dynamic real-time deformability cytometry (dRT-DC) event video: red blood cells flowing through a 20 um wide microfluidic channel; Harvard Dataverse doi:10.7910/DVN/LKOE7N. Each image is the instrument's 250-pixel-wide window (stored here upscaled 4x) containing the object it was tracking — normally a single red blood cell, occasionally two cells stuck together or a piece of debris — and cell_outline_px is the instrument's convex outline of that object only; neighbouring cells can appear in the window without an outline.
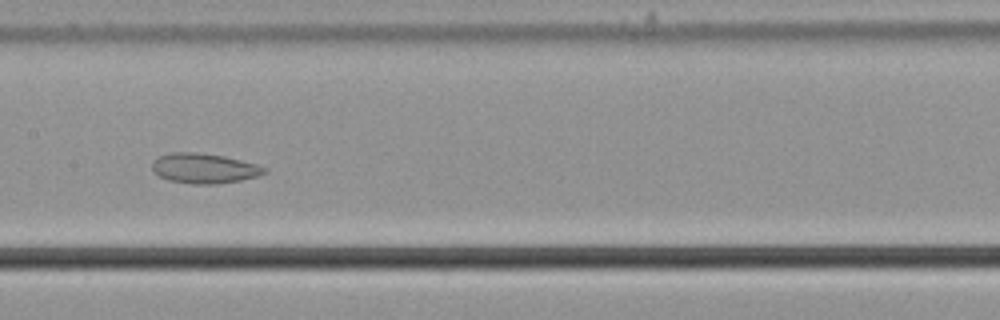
{"species": "common noctule bat (a hibernating species)", "species_latin": "Nyctalus noctula", "temperature_condition": "cold", "stored_images_in_passage": 57, "camera_frame_rate_fps": 3000, "um_per_image_px": 0.085, "animal": {"sex": "male", "body_mass_g": 21.5, "forearm_length_mm": 52.0}, "frame": {"image": 1, "passage_image": 29, "time_ms": 9.333, "image_size_px": [1000, 320], "cell_outline_px": [[268, 172], [256, 176], [240, 180], [220, 184], [192, 184], [168, 180], [160, 176], [152, 168], [152, 160], [160, 156], [172, 152], [196, 152], [224, 156], [256, 164], [268, 168]], "centroid_in_image_um": [17.36, 14.31], "position_along_channel_um": 190.0, "area_um2": 19.59}}
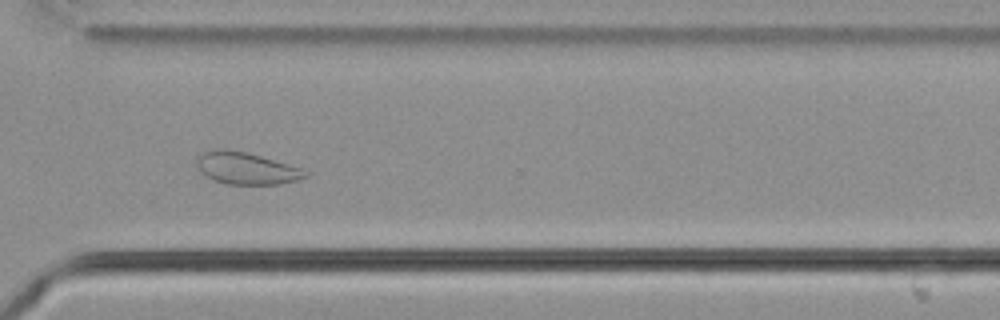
{"frame": {"image": 2, "passage_image": 42, "time_ms": 13.667, "image_size_px": [1000, 320], "cell_outline_px": [[312, 172], [308, 176], [296, 180], [280, 184], [224, 184], [212, 180], [196, 164], [196, 156], [200, 152], [220, 148], [224, 148], [248, 152], [288, 164]], "centroid_in_image_um": [20.93, 14.29], "position_along_channel_um": 349.7, "area_um2": 20.4}}
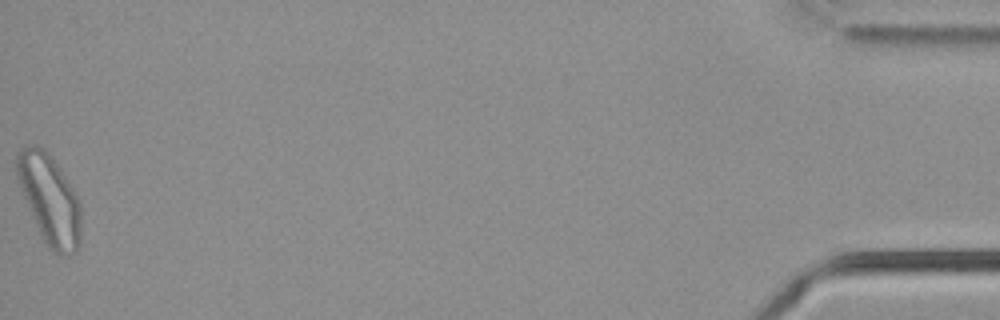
{"frame": {"image": 3, "passage_image": 57, "time_ms": 18.667, "image_size_px": [1000, 320], "cell_outline_px": [[80, 240], [76, 252], [68, 256], [60, 256], [48, 248], [40, 232], [24, 196], [16, 176], [16, 152], [20, 148], [44, 148], [52, 156], [60, 168], [72, 188], [80, 204]], "centroid_in_image_um": [4.23, 16.98], "position_along_channel_um": 431.0, "area_um2": 32.89}, "authors_computed_cell_mechanics": {"area_um2": 25.9522, "velocity_mm_per_s": 3.6657, "shape_relaxation_time_tau1_ms": null, "shape_relaxation_time_tau2_ms": 1.8407, "deformation_change_tau1": null, "deformation_change_tau2": 0.0625}}